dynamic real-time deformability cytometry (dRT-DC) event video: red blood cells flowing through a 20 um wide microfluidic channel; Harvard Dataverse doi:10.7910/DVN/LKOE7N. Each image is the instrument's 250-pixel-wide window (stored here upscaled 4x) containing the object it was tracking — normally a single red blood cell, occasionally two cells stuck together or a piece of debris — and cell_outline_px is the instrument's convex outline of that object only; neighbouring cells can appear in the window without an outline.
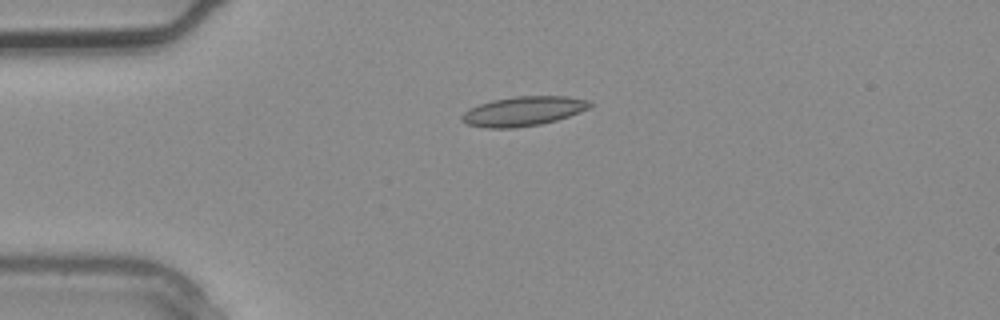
{"species": "common noctule bat (a hibernating species)", "species_latin": "Nyctalus noctula", "temperature_condition": "warm", "stored_images_in_passage": 2, "camera_frame_rate_fps": 3000, "um_per_image_px": 0.085, "animal": {"sex": "male", "body_mass_g": 20.4}, "frame": {"image": 1, "passage_image": 2, "time_ms": 0.333, "image_size_px": [1000, 320], "cell_outline_px": [[592, 108], [556, 120], [540, 124], [516, 128], [484, 128], [468, 124], [460, 120], [460, 116], [468, 108], [492, 100], [516, 96], [568, 96], [592, 100]], "centroid_in_image_um": [44.5, 9.45], "position_along_channel_um": 40.5, "area_um2": 22.25}}